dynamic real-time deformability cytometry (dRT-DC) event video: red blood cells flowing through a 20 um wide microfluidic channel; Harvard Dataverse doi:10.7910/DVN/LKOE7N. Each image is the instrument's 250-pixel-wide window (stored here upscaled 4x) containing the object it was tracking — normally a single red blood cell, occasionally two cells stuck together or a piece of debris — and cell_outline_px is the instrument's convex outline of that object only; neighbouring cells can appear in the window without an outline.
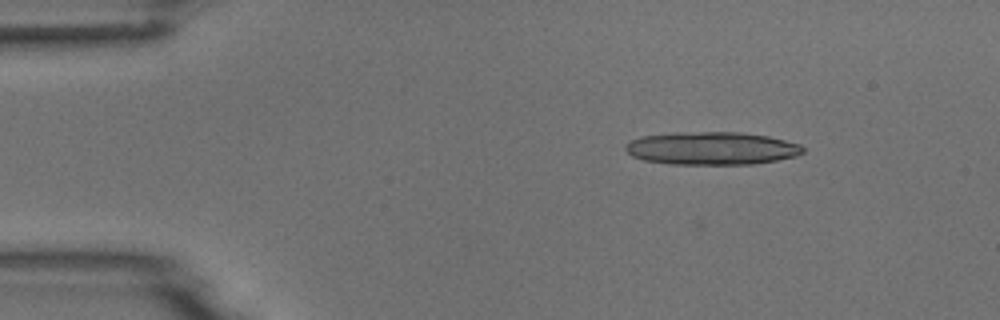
{"species": "common noctule bat (a hibernating species)", "species_latin": "Nyctalus noctula", "temperature_condition": "room temperature", "stored_images_in_passage": 5, "camera_frame_rate_fps": 3000, "um_per_image_px": 0.085, "animal": {"sex": "male", "body_mass_g": 18.8}, "frame": {"image": 1, "passage_image": 2, "time_ms": 1.0, "image_size_px": [1000, 320], "cell_outline_px": [[804, 152], [796, 156], [776, 160], [752, 164], [672, 164], [644, 160], [632, 156], [624, 148], [624, 144], [632, 140], [644, 136], [676, 132], [740, 132], [768, 136], [800, 144], [804, 148]], "centroid_in_image_um": [60.49, 12.6], "position_along_channel_um": 24.5, "area_um2": 33.99}}
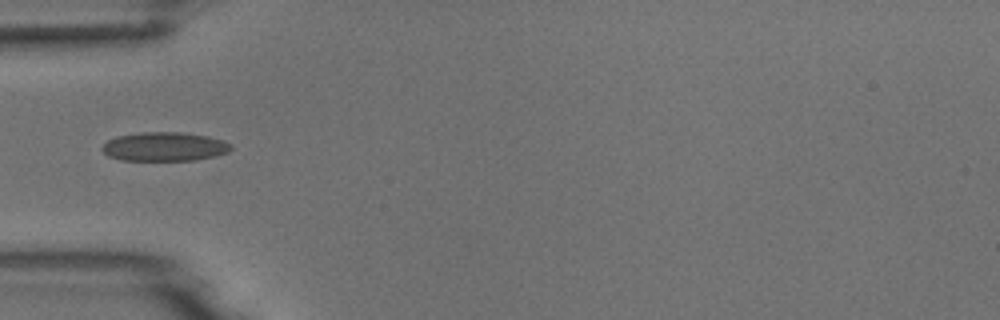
{"frame": {"image": 2, "passage_image": 5, "time_ms": 4.333, "image_size_px": [1000, 320], "cell_outline_px": [[232, 148], [228, 152], [216, 156], [196, 160], [120, 160], [108, 156], [100, 148], [108, 140], [116, 136], [144, 132], [180, 132], [208, 136], [224, 140], [232, 144]], "centroid_in_image_um": [14.0, 12.46], "position_along_channel_um": 71.0, "area_um2": 21.85}}